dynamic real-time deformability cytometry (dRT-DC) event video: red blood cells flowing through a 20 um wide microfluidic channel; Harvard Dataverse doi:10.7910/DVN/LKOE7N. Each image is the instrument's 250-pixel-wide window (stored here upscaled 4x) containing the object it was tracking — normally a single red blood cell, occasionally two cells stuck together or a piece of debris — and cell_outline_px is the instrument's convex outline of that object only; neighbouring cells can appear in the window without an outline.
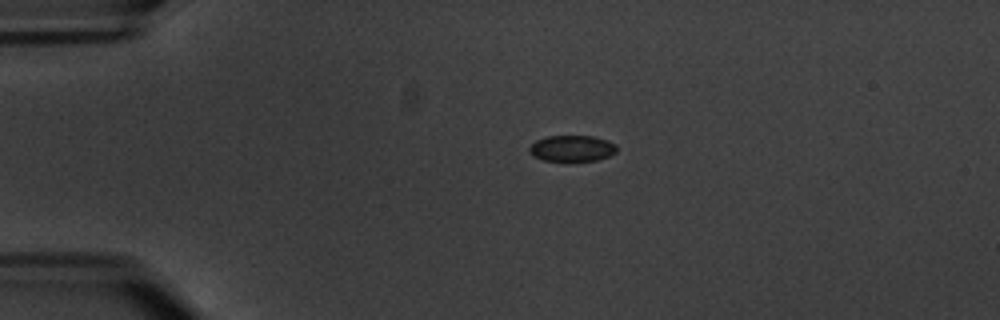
{"species": "common noctule bat (a hibernating species)", "species_latin": "Nyctalus noctula", "temperature_condition": "warm", "stored_images_in_passage": 8, "camera_frame_rate_fps": 3000, "um_per_image_px": 0.085, "animal": {"sex": "male", "body_mass_g": 20.1, "forearm_length_mm": 53.5}, "frame": {"image": 1, "passage_image": 2, "time_ms": 1.0, "image_size_px": [1000, 320], "cell_outline_px": [[616, 152], [608, 156], [596, 160], [544, 160], [532, 156], [528, 152], [528, 148], [536, 140], [548, 136], [592, 136], [608, 140], [616, 144]], "centroid_in_image_um": [48.6, 12.6], "position_along_channel_um": 36.4, "area_um2": 13.18}}
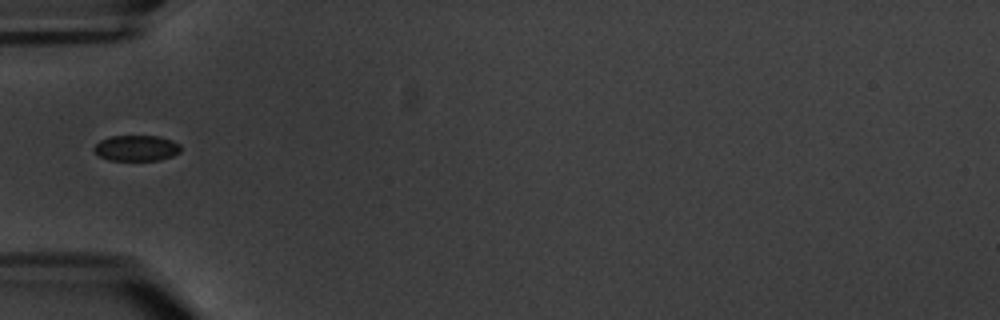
{"frame": {"image": 2, "passage_image": 4, "time_ms": 3.333, "image_size_px": [1000, 320], "cell_outline_px": [[180, 152], [172, 156], [160, 160], [108, 160], [100, 156], [92, 148], [100, 140], [112, 136], [160, 136], [172, 140], [180, 144]], "centroid_in_image_um": [11.61, 12.58], "position_along_channel_um": 73.4, "area_um2": 13.01}}
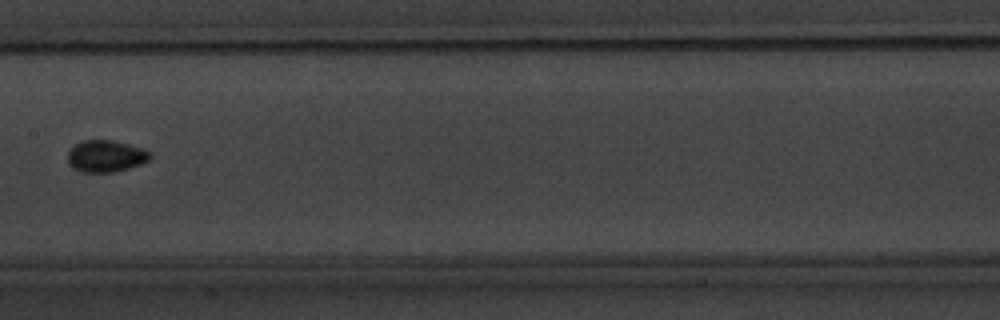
{"frame": {"image": 3, "passage_image": 7, "time_ms": 7.0, "image_size_px": [1000, 320], "cell_outline_px": [[152, 156], [148, 160], [140, 164], [128, 168], [112, 172], [80, 172], [72, 168], [68, 164], [68, 152], [76, 144], [84, 140], [112, 140], [144, 148], [152, 152]], "centroid_in_image_um": [9.0, 13.27], "position_along_channel_um": 198.4, "area_um2": 15.32}}